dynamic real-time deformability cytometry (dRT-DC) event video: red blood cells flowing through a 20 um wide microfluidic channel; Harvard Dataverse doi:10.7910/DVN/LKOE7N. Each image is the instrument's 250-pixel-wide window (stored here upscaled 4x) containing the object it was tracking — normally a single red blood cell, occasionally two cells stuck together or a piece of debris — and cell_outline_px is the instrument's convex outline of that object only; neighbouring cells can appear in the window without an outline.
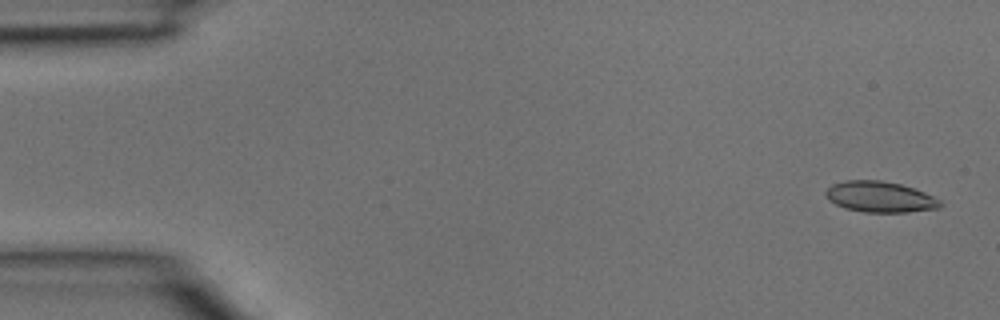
{"species": "common noctule bat (a hibernating species)", "species_latin": "Nyctalus noctula", "temperature_condition": "room temperature", "stored_images_in_passage": 35, "camera_frame_rate_fps": 3000, "um_per_image_px": 0.085, "animal": {"sex": "male", "body_mass_g": 15.6}, "frame": {"image": 1, "passage_image": 2, "time_ms": 0.333, "image_size_px": [1000, 320], "cell_outline_px": [[944, 204], [940, 208], [908, 212], [864, 212], [844, 208], [828, 200], [824, 196], [824, 192], [832, 184], [844, 180], [880, 180], [900, 184], [924, 192], [940, 200]], "centroid_in_image_um": [74.77, 16.74], "position_along_channel_um": 10.2, "area_um2": 20.69}}
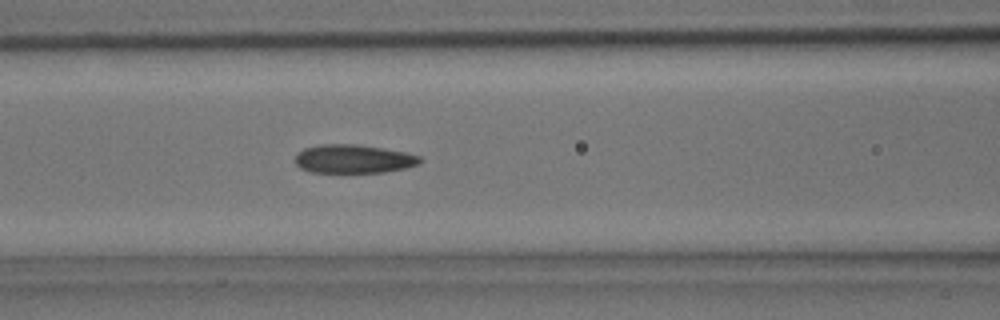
{"frame": {"image": 2, "passage_image": 17, "time_ms": 5.333, "image_size_px": [1000, 320], "cell_outline_px": [[424, 160], [420, 164], [404, 168], [384, 172], [312, 172], [300, 168], [296, 164], [296, 156], [304, 148], [320, 144], [356, 144], [404, 152], [420, 156]], "centroid_in_image_um": [30.07, 13.51], "position_along_channel_um": 136.5, "area_um2": 20.63}}
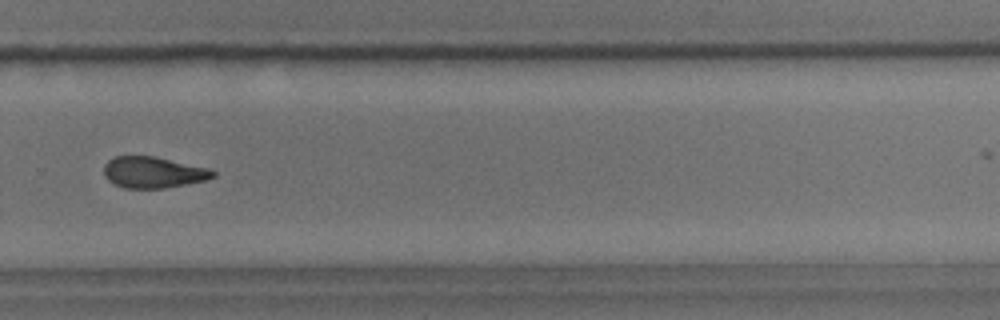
{"frame": {"image": 3, "passage_image": 28, "time_ms": 9.0, "image_size_px": [1000, 320], "cell_outline_px": [[216, 176], [204, 180], [164, 188], [124, 188], [112, 184], [104, 176], [104, 164], [108, 160], [116, 156], [156, 156], [212, 168], [216, 172]], "centroid_in_image_um": [13.03, 14.64], "position_along_channel_um": 316.8, "area_um2": 20.11}}